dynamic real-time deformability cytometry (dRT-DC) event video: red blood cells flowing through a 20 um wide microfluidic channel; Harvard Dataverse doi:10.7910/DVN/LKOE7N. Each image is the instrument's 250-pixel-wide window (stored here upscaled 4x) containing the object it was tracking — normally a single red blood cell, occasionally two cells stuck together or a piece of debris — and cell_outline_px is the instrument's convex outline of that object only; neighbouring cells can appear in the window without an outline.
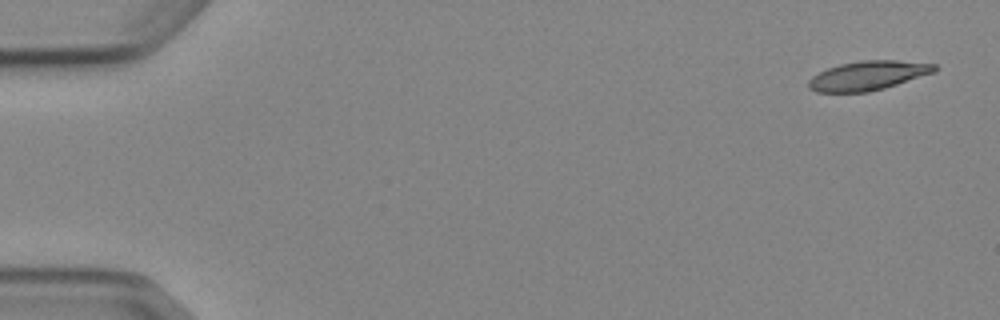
{"species": "Egyptian fruit bat (a non-hibernating species)", "species_latin": "Rousettus aegyptiacus", "temperature_condition": "cold", "stored_images_in_passage": 5, "camera_frame_rate_fps": 3000, "um_per_image_px": 0.085, "animal": {"sex": "female"}, "frame": {"image": 1, "passage_image": 1, "time_ms": 0.0, "image_size_px": [1000, 320], "cell_outline_px": [[940, 68], [936, 72], [884, 88], [868, 92], [816, 92], [808, 88], [808, 80], [812, 76], [828, 68], [840, 64], [860, 60], [896, 60], [936, 64]], "centroid_in_image_um": [73.8, 6.42], "position_along_channel_um": 11.2, "area_um2": 21.56}}
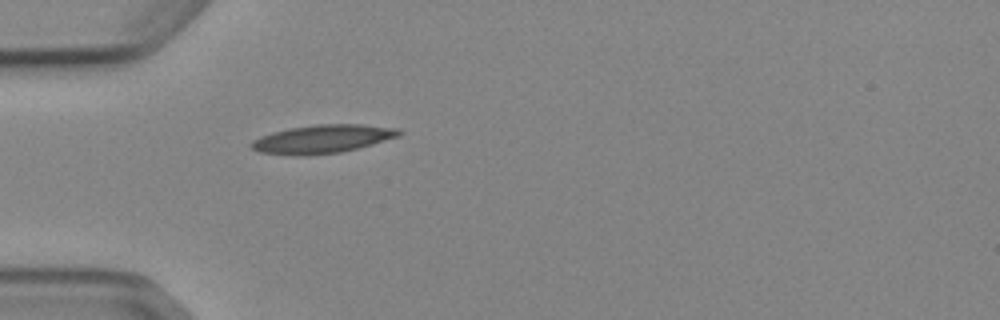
{"frame": {"image": 2, "passage_image": 5, "time_ms": 4.667, "image_size_px": [1000, 320], "cell_outline_px": [[404, 132], [400, 136], [372, 144], [340, 152], [304, 156], [296, 156], [260, 152], [252, 148], [248, 144], [252, 140], [260, 136], [272, 132], [288, 128], [316, 124], [360, 124], [400, 128]], "centroid_in_image_um": [27.4, 11.81], "position_along_channel_um": 57.6, "area_um2": 24.62}}